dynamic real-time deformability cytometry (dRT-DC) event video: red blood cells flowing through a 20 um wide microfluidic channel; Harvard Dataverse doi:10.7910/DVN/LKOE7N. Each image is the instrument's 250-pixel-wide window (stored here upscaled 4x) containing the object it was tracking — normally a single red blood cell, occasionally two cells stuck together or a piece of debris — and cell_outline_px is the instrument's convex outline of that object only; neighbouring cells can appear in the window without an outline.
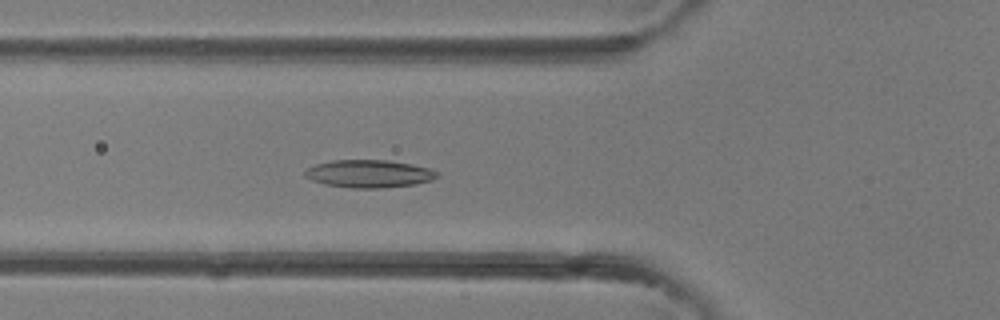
{"species": "common noctule bat (a hibernating species)", "species_latin": "Nyctalus noctula", "temperature_condition": "room temperature", "stored_images_in_passage": 40, "camera_frame_rate_fps": 3000, "um_per_image_px": 0.085, "animal": {"sex": "female"}, "frame": {"image": 1, "passage_image": 15, "time_ms": 4.667, "image_size_px": [1000, 320], "cell_outline_px": [[440, 176], [432, 180], [416, 184], [384, 188], [352, 188], [324, 184], [312, 180], [304, 176], [304, 172], [308, 168], [316, 164], [332, 160], [388, 160], [412, 164], [428, 168], [440, 172]], "centroid_in_image_um": [31.4, 14.77], "position_along_channel_um": 94.4, "area_um2": 21.5}}
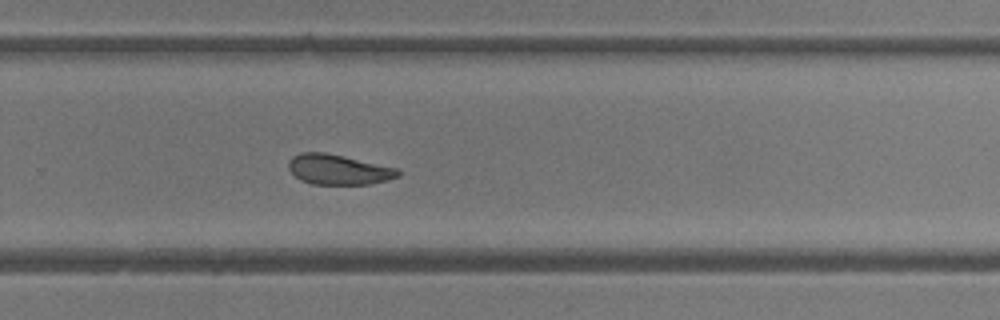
{"frame": {"image": 2, "passage_image": 27, "time_ms": 8.667, "image_size_px": [1000, 320], "cell_outline_px": [[400, 176], [388, 180], [368, 184], [312, 184], [300, 180], [288, 168], [288, 160], [292, 156], [300, 152], [324, 152], [344, 156], [400, 168]], "centroid_in_image_um": [28.78, 14.4], "position_along_channel_um": 301.0, "area_um2": 19.42}}
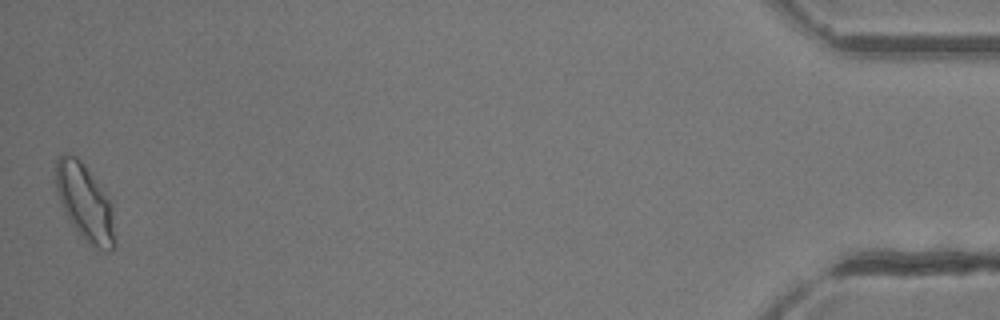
{"frame": {"image": 3, "passage_image": 40, "time_ms": 13.0, "image_size_px": [1000, 320], "cell_outline_px": [[116, 244], [112, 252], [108, 252], [100, 248], [88, 240], [68, 220], [60, 200], [56, 188], [56, 160], [64, 152], [68, 152], [76, 156], [84, 164], [104, 188], [112, 204]], "centroid_in_image_um": [7.25, 17.15], "position_along_channel_um": 427.9, "area_um2": 26.24}}